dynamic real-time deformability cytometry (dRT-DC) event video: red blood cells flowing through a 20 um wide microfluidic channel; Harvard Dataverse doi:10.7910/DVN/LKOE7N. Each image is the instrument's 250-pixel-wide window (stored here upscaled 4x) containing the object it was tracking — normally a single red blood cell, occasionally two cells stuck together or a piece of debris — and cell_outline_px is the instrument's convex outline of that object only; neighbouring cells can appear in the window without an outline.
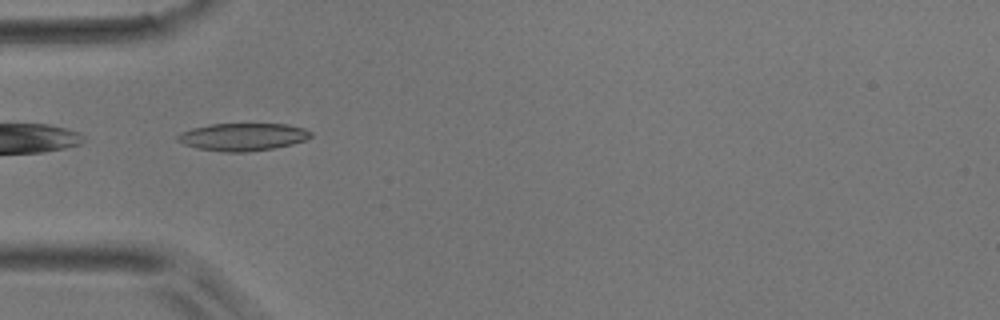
{"species": "common noctule bat (a hibernating species)", "species_latin": "Nyctalus noctula", "temperature_condition": "room temperature", "stored_images_in_passage": 36, "camera_frame_rate_fps": 3000, "um_per_image_px": 0.085, "animal": {"sex": "male", "body_mass_g": 17.9}, "frame": {"image": 1, "passage_image": 1, "time_ms": 0.0, "image_size_px": [1000, 320], "cell_outline_px": [[312, 136], [304, 140], [292, 144], [272, 148], [248, 152], [228, 152], [196, 148], [184, 144], [176, 140], [176, 136], [192, 128], [212, 124], [288, 124], [304, 128], [312, 132]], "centroid_in_image_um": [20.65, 11.63], "position_along_channel_um": 64.3, "area_um2": 21.27}}